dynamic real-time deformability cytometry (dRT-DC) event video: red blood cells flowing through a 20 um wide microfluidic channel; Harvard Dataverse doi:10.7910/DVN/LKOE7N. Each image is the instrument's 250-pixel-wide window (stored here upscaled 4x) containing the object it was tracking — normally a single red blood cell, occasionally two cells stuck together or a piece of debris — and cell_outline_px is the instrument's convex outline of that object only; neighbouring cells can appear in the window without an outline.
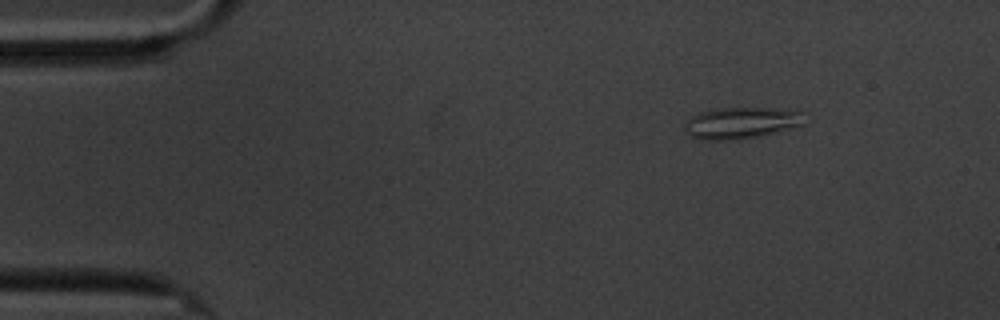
{"species": "common noctule bat (a hibernating species)", "species_latin": "Nyctalus noctula", "temperature_condition": "cold", "stored_images_in_passage": 6, "segment_of_instrument_passage": [2, 2], "camera_frame_rate_fps": 3000, "um_per_image_px": 0.085, "animal": {"sex": "male", "body_mass_g": 20.1, "forearm_length_mm": 53.5}, "frame": {"image": 1, "passage_image": 6, "time_ms": 5.667, "image_size_px": [1000, 320], "cell_outline_px": [[804, 124], [776, 132], [736, 140], [708, 140], [692, 136], [684, 128], [684, 124], [692, 116], [700, 112], [720, 108], [772, 108], [804, 112]], "centroid_in_image_um": [63.02, 10.44], "position_along_channel_um": 22.0, "area_um2": 21.68}}